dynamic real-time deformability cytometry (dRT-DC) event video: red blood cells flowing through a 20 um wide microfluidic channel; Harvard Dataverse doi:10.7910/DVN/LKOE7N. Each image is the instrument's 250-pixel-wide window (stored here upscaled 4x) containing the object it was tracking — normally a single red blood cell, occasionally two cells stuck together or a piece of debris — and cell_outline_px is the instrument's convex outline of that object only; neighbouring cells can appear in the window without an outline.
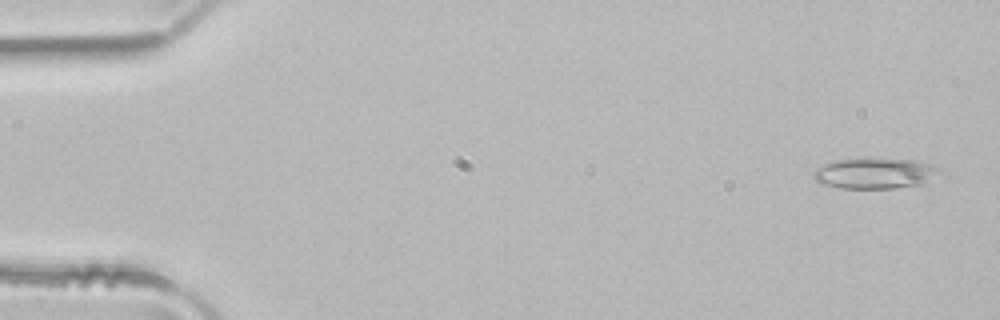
{"species": "common noctule bat (a hibernating species)", "species_latin": "Nyctalus noctula", "temperature_condition": "room temperature", "stored_images_in_passage": 51, "camera_frame_rate_fps": 3000, "um_per_image_px": 0.085, "animal": {"sex": "male", "body_mass_g": 21.5, "forearm_length_mm": 52.0}, "frame": {"image": 1, "passage_image": 2, "time_ms": 0.333, "image_size_px": [1000, 320], "cell_outline_px": [[944, 172], [924, 184], [896, 188], [840, 188], [820, 184], [812, 176], [812, 172], [816, 168], [824, 164], [836, 160], [912, 160], [932, 164], [940, 168]], "centroid_in_image_um": [74.4, 14.76], "position_along_channel_um": 10.6, "area_um2": 22.37}}
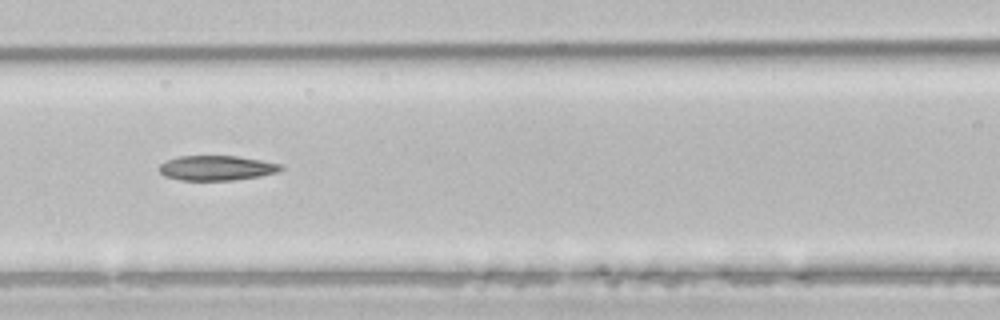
{"frame": {"image": 2, "passage_image": 22, "time_ms": 7.0, "image_size_px": [1000, 320], "cell_outline_px": [[284, 168], [276, 172], [260, 176], [232, 180], [180, 180], [164, 176], [160, 172], [160, 164], [168, 160], [180, 156], [236, 156], [260, 160], [280, 164]], "centroid_in_image_um": [18.4, 14.28], "position_along_channel_um": 148.2, "area_um2": 17.4}}
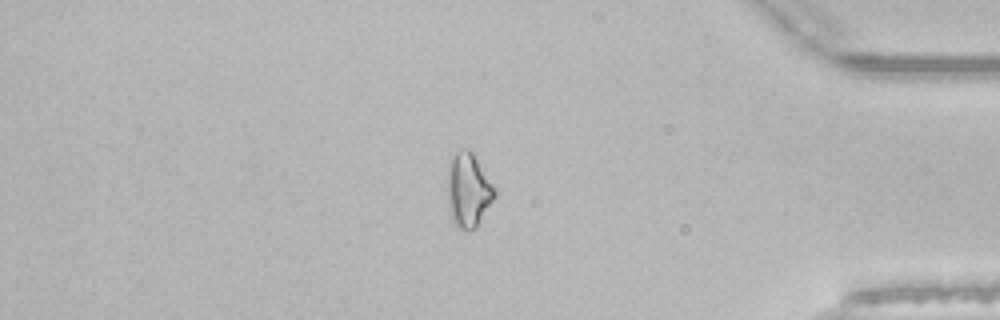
{"frame": {"image": 3, "passage_image": 43, "time_ms": 14.0, "image_size_px": [1000, 320], "cell_outline_px": [[496, 196], [476, 228], [468, 232], [460, 228], [452, 220], [448, 204], [448, 172], [452, 156], [456, 152], [468, 148], [472, 152], [496, 188]], "centroid_in_image_um": [39.83, 16.19], "position_along_channel_um": 395.4, "area_um2": 20.29}, "authors_computed_cell_mechanics": {"area_um2": 19.5364, "velocity_mm_per_s": 3.9864, "shape_relaxation_time_tau1_ms": null, "shape_relaxation_time_tau2_ms": 5.3828, "deformation_change_tau1": null, "deformation_change_tau2": 0.1546}}